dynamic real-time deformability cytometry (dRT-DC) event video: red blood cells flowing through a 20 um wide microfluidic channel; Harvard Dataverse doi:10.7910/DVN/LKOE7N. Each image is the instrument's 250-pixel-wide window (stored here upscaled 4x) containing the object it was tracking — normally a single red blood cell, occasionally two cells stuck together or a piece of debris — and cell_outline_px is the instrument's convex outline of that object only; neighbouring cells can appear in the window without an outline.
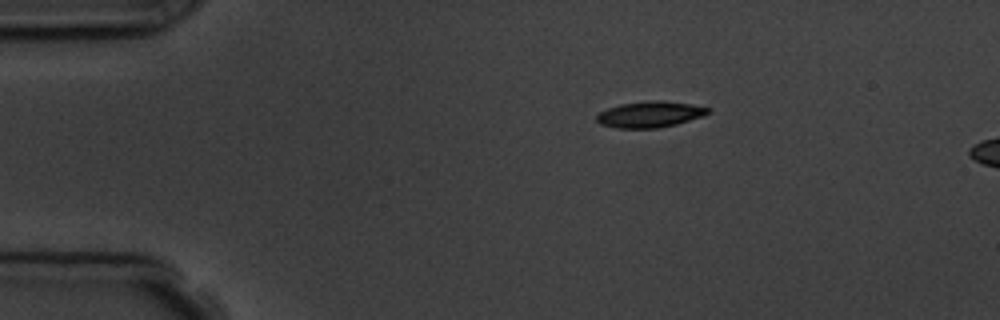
{"species": "common noctule bat (a hibernating species)", "species_latin": "Nyctalus noctula", "temperature_condition": "room temperature", "stored_images_in_passage": 3, "camera_frame_rate_fps": 3000, "um_per_image_px": 0.085, "animal": {"sex": "male", "body_mass_g": 19.5, "forearm_length_mm": 54.6}, "frame": {"image": 1, "passage_image": 1, "time_ms": 0.0, "image_size_px": [1000, 320], "cell_outline_px": [[708, 112], [704, 116], [676, 124], [656, 128], [616, 128], [600, 124], [596, 120], [596, 116], [600, 112], [608, 108], [620, 104], [648, 100], [660, 100], [692, 104], [708, 108]], "centroid_in_image_um": [55.22, 9.72], "position_along_channel_um": 29.8, "area_um2": 16.88}}